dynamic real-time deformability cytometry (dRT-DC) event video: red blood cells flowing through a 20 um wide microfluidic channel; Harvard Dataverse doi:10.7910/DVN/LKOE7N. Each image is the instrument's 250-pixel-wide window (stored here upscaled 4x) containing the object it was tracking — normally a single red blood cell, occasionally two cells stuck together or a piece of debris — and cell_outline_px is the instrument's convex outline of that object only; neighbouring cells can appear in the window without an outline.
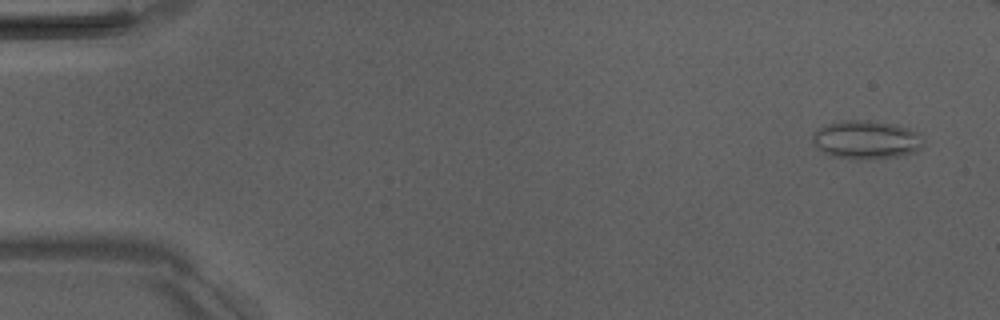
{"species": "Egyptian fruit bat (a non-hibernating species)", "species_latin": "Rousettus aegyptiacus", "temperature_condition": "room temperature", "stored_images_in_passage": 6, "camera_frame_rate_fps": 3000, "um_per_image_px": 0.085, "animal": {"sex": "male"}, "frame": {"image": 1, "passage_image": 1, "time_ms": 0.0, "image_size_px": [1000, 320], "cell_outline_px": [[924, 144], [916, 152], [900, 156], [828, 156], [816, 148], [812, 140], [812, 132], [816, 128], [828, 124], [844, 120], [864, 120], [896, 124], [920, 132], [924, 136]], "centroid_in_image_um": [73.64, 11.82], "position_along_channel_um": 11.4, "area_um2": 24.45}}